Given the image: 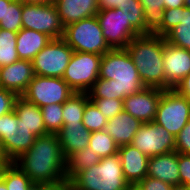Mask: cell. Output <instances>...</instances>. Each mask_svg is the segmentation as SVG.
Returning a JSON list of instances; mask_svg holds the SVG:
<instances>
[{
	"label": "cell",
	"mask_w": 190,
	"mask_h": 190,
	"mask_svg": "<svg viewBox=\"0 0 190 190\" xmlns=\"http://www.w3.org/2000/svg\"><path fill=\"white\" fill-rule=\"evenodd\" d=\"M14 163L35 185L66 179V158L56 134L36 137L31 148Z\"/></svg>",
	"instance_id": "obj_1"
},
{
	"label": "cell",
	"mask_w": 190,
	"mask_h": 190,
	"mask_svg": "<svg viewBox=\"0 0 190 190\" xmlns=\"http://www.w3.org/2000/svg\"><path fill=\"white\" fill-rule=\"evenodd\" d=\"M138 69L145 87L166 90L163 52L164 37L156 34H141L134 37L126 47Z\"/></svg>",
	"instance_id": "obj_2"
},
{
	"label": "cell",
	"mask_w": 190,
	"mask_h": 190,
	"mask_svg": "<svg viewBox=\"0 0 190 190\" xmlns=\"http://www.w3.org/2000/svg\"><path fill=\"white\" fill-rule=\"evenodd\" d=\"M99 78L114 80L118 100H124L145 87L126 48L111 49L102 55Z\"/></svg>",
	"instance_id": "obj_3"
},
{
	"label": "cell",
	"mask_w": 190,
	"mask_h": 190,
	"mask_svg": "<svg viewBox=\"0 0 190 190\" xmlns=\"http://www.w3.org/2000/svg\"><path fill=\"white\" fill-rule=\"evenodd\" d=\"M72 182L76 190H128L130 186L124 178L118 153L80 171Z\"/></svg>",
	"instance_id": "obj_4"
},
{
	"label": "cell",
	"mask_w": 190,
	"mask_h": 190,
	"mask_svg": "<svg viewBox=\"0 0 190 190\" xmlns=\"http://www.w3.org/2000/svg\"><path fill=\"white\" fill-rule=\"evenodd\" d=\"M62 39L76 52L104 55L111 50L96 15L64 27Z\"/></svg>",
	"instance_id": "obj_5"
},
{
	"label": "cell",
	"mask_w": 190,
	"mask_h": 190,
	"mask_svg": "<svg viewBox=\"0 0 190 190\" xmlns=\"http://www.w3.org/2000/svg\"><path fill=\"white\" fill-rule=\"evenodd\" d=\"M190 120V100L175 89H166L158 103L154 122L175 138Z\"/></svg>",
	"instance_id": "obj_6"
},
{
	"label": "cell",
	"mask_w": 190,
	"mask_h": 190,
	"mask_svg": "<svg viewBox=\"0 0 190 190\" xmlns=\"http://www.w3.org/2000/svg\"><path fill=\"white\" fill-rule=\"evenodd\" d=\"M102 55L73 52L62 79L74 92H88L99 78Z\"/></svg>",
	"instance_id": "obj_7"
},
{
	"label": "cell",
	"mask_w": 190,
	"mask_h": 190,
	"mask_svg": "<svg viewBox=\"0 0 190 190\" xmlns=\"http://www.w3.org/2000/svg\"><path fill=\"white\" fill-rule=\"evenodd\" d=\"M74 90L60 77L37 76L28 84L22 97L38 107L63 104Z\"/></svg>",
	"instance_id": "obj_8"
},
{
	"label": "cell",
	"mask_w": 190,
	"mask_h": 190,
	"mask_svg": "<svg viewBox=\"0 0 190 190\" xmlns=\"http://www.w3.org/2000/svg\"><path fill=\"white\" fill-rule=\"evenodd\" d=\"M73 52L62 38L52 39L32 60L35 75L62 78Z\"/></svg>",
	"instance_id": "obj_9"
},
{
	"label": "cell",
	"mask_w": 190,
	"mask_h": 190,
	"mask_svg": "<svg viewBox=\"0 0 190 190\" xmlns=\"http://www.w3.org/2000/svg\"><path fill=\"white\" fill-rule=\"evenodd\" d=\"M22 27L47 34L52 39H61L64 27L53 2L27 4L22 2Z\"/></svg>",
	"instance_id": "obj_10"
},
{
	"label": "cell",
	"mask_w": 190,
	"mask_h": 190,
	"mask_svg": "<svg viewBox=\"0 0 190 190\" xmlns=\"http://www.w3.org/2000/svg\"><path fill=\"white\" fill-rule=\"evenodd\" d=\"M96 18L111 49H125L134 37L141 35L130 24L121 9L99 10Z\"/></svg>",
	"instance_id": "obj_11"
},
{
	"label": "cell",
	"mask_w": 190,
	"mask_h": 190,
	"mask_svg": "<svg viewBox=\"0 0 190 190\" xmlns=\"http://www.w3.org/2000/svg\"><path fill=\"white\" fill-rule=\"evenodd\" d=\"M176 138L154 121L143 123L132 139L131 145L148 157L175 151Z\"/></svg>",
	"instance_id": "obj_12"
},
{
	"label": "cell",
	"mask_w": 190,
	"mask_h": 190,
	"mask_svg": "<svg viewBox=\"0 0 190 190\" xmlns=\"http://www.w3.org/2000/svg\"><path fill=\"white\" fill-rule=\"evenodd\" d=\"M164 89L144 87L123 100V110L142 123L153 122Z\"/></svg>",
	"instance_id": "obj_13"
},
{
	"label": "cell",
	"mask_w": 190,
	"mask_h": 190,
	"mask_svg": "<svg viewBox=\"0 0 190 190\" xmlns=\"http://www.w3.org/2000/svg\"><path fill=\"white\" fill-rule=\"evenodd\" d=\"M166 89H174L190 73V50L172 46L164 37Z\"/></svg>",
	"instance_id": "obj_14"
},
{
	"label": "cell",
	"mask_w": 190,
	"mask_h": 190,
	"mask_svg": "<svg viewBox=\"0 0 190 190\" xmlns=\"http://www.w3.org/2000/svg\"><path fill=\"white\" fill-rule=\"evenodd\" d=\"M34 77L32 61L19 59L0 68V87L22 96Z\"/></svg>",
	"instance_id": "obj_15"
},
{
	"label": "cell",
	"mask_w": 190,
	"mask_h": 190,
	"mask_svg": "<svg viewBox=\"0 0 190 190\" xmlns=\"http://www.w3.org/2000/svg\"><path fill=\"white\" fill-rule=\"evenodd\" d=\"M123 175L130 185H137L147 176L149 157L131 144L118 148Z\"/></svg>",
	"instance_id": "obj_16"
},
{
	"label": "cell",
	"mask_w": 190,
	"mask_h": 190,
	"mask_svg": "<svg viewBox=\"0 0 190 190\" xmlns=\"http://www.w3.org/2000/svg\"><path fill=\"white\" fill-rule=\"evenodd\" d=\"M63 27L95 16L98 11V0H53Z\"/></svg>",
	"instance_id": "obj_17"
},
{
	"label": "cell",
	"mask_w": 190,
	"mask_h": 190,
	"mask_svg": "<svg viewBox=\"0 0 190 190\" xmlns=\"http://www.w3.org/2000/svg\"><path fill=\"white\" fill-rule=\"evenodd\" d=\"M147 176L164 181L171 186L180 185L178 152L172 151L149 157Z\"/></svg>",
	"instance_id": "obj_18"
},
{
	"label": "cell",
	"mask_w": 190,
	"mask_h": 190,
	"mask_svg": "<svg viewBox=\"0 0 190 190\" xmlns=\"http://www.w3.org/2000/svg\"><path fill=\"white\" fill-rule=\"evenodd\" d=\"M14 111L18 116V128L30 130L37 137L49 134L46 131L40 107L19 96L16 99Z\"/></svg>",
	"instance_id": "obj_19"
},
{
	"label": "cell",
	"mask_w": 190,
	"mask_h": 190,
	"mask_svg": "<svg viewBox=\"0 0 190 190\" xmlns=\"http://www.w3.org/2000/svg\"><path fill=\"white\" fill-rule=\"evenodd\" d=\"M142 122L126 111L108 119L105 131L114 139L120 147L131 144L133 137L142 126Z\"/></svg>",
	"instance_id": "obj_20"
},
{
	"label": "cell",
	"mask_w": 190,
	"mask_h": 190,
	"mask_svg": "<svg viewBox=\"0 0 190 190\" xmlns=\"http://www.w3.org/2000/svg\"><path fill=\"white\" fill-rule=\"evenodd\" d=\"M56 135L60 141L62 153L67 159L74 152L88 146L91 132L83 124H63Z\"/></svg>",
	"instance_id": "obj_21"
},
{
	"label": "cell",
	"mask_w": 190,
	"mask_h": 190,
	"mask_svg": "<svg viewBox=\"0 0 190 190\" xmlns=\"http://www.w3.org/2000/svg\"><path fill=\"white\" fill-rule=\"evenodd\" d=\"M52 40L47 34L22 28L17 32L16 50L19 59L32 61Z\"/></svg>",
	"instance_id": "obj_22"
},
{
	"label": "cell",
	"mask_w": 190,
	"mask_h": 190,
	"mask_svg": "<svg viewBox=\"0 0 190 190\" xmlns=\"http://www.w3.org/2000/svg\"><path fill=\"white\" fill-rule=\"evenodd\" d=\"M37 136L30 130L18 128L11 136V140H4L1 145L3 152L10 162H14L27 152Z\"/></svg>",
	"instance_id": "obj_23"
},
{
	"label": "cell",
	"mask_w": 190,
	"mask_h": 190,
	"mask_svg": "<svg viewBox=\"0 0 190 190\" xmlns=\"http://www.w3.org/2000/svg\"><path fill=\"white\" fill-rule=\"evenodd\" d=\"M166 42L172 46L190 50V5L179 7L178 25L166 36Z\"/></svg>",
	"instance_id": "obj_24"
},
{
	"label": "cell",
	"mask_w": 190,
	"mask_h": 190,
	"mask_svg": "<svg viewBox=\"0 0 190 190\" xmlns=\"http://www.w3.org/2000/svg\"><path fill=\"white\" fill-rule=\"evenodd\" d=\"M101 158L90 147L78 150L66 159V179H73L80 171L100 162Z\"/></svg>",
	"instance_id": "obj_25"
},
{
	"label": "cell",
	"mask_w": 190,
	"mask_h": 190,
	"mask_svg": "<svg viewBox=\"0 0 190 190\" xmlns=\"http://www.w3.org/2000/svg\"><path fill=\"white\" fill-rule=\"evenodd\" d=\"M86 92H75L63 103V124H83V114L89 101Z\"/></svg>",
	"instance_id": "obj_26"
},
{
	"label": "cell",
	"mask_w": 190,
	"mask_h": 190,
	"mask_svg": "<svg viewBox=\"0 0 190 190\" xmlns=\"http://www.w3.org/2000/svg\"><path fill=\"white\" fill-rule=\"evenodd\" d=\"M144 10L145 34H153L164 19V0H139Z\"/></svg>",
	"instance_id": "obj_27"
},
{
	"label": "cell",
	"mask_w": 190,
	"mask_h": 190,
	"mask_svg": "<svg viewBox=\"0 0 190 190\" xmlns=\"http://www.w3.org/2000/svg\"><path fill=\"white\" fill-rule=\"evenodd\" d=\"M88 147L100 158L118 153L119 146L114 139L104 130L91 132Z\"/></svg>",
	"instance_id": "obj_28"
},
{
	"label": "cell",
	"mask_w": 190,
	"mask_h": 190,
	"mask_svg": "<svg viewBox=\"0 0 190 190\" xmlns=\"http://www.w3.org/2000/svg\"><path fill=\"white\" fill-rule=\"evenodd\" d=\"M17 32L0 28V68L19 60L16 50Z\"/></svg>",
	"instance_id": "obj_29"
},
{
	"label": "cell",
	"mask_w": 190,
	"mask_h": 190,
	"mask_svg": "<svg viewBox=\"0 0 190 190\" xmlns=\"http://www.w3.org/2000/svg\"><path fill=\"white\" fill-rule=\"evenodd\" d=\"M2 179L8 190H30L35 185L14 162L5 169Z\"/></svg>",
	"instance_id": "obj_30"
},
{
	"label": "cell",
	"mask_w": 190,
	"mask_h": 190,
	"mask_svg": "<svg viewBox=\"0 0 190 190\" xmlns=\"http://www.w3.org/2000/svg\"><path fill=\"white\" fill-rule=\"evenodd\" d=\"M117 8L123 11L127 20L140 34H145L144 10L139 0H124Z\"/></svg>",
	"instance_id": "obj_31"
},
{
	"label": "cell",
	"mask_w": 190,
	"mask_h": 190,
	"mask_svg": "<svg viewBox=\"0 0 190 190\" xmlns=\"http://www.w3.org/2000/svg\"><path fill=\"white\" fill-rule=\"evenodd\" d=\"M46 131L56 134L63 127V104H50L40 108Z\"/></svg>",
	"instance_id": "obj_32"
},
{
	"label": "cell",
	"mask_w": 190,
	"mask_h": 190,
	"mask_svg": "<svg viewBox=\"0 0 190 190\" xmlns=\"http://www.w3.org/2000/svg\"><path fill=\"white\" fill-rule=\"evenodd\" d=\"M108 119L99 111L96 105L89 100L84 108L82 123L90 132L104 130Z\"/></svg>",
	"instance_id": "obj_33"
},
{
	"label": "cell",
	"mask_w": 190,
	"mask_h": 190,
	"mask_svg": "<svg viewBox=\"0 0 190 190\" xmlns=\"http://www.w3.org/2000/svg\"><path fill=\"white\" fill-rule=\"evenodd\" d=\"M22 1L14 0L10 5H6L4 19L0 21V28L12 32L22 29Z\"/></svg>",
	"instance_id": "obj_34"
},
{
	"label": "cell",
	"mask_w": 190,
	"mask_h": 190,
	"mask_svg": "<svg viewBox=\"0 0 190 190\" xmlns=\"http://www.w3.org/2000/svg\"><path fill=\"white\" fill-rule=\"evenodd\" d=\"M87 93L89 99H117V88L114 80L98 78Z\"/></svg>",
	"instance_id": "obj_35"
},
{
	"label": "cell",
	"mask_w": 190,
	"mask_h": 190,
	"mask_svg": "<svg viewBox=\"0 0 190 190\" xmlns=\"http://www.w3.org/2000/svg\"><path fill=\"white\" fill-rule=\"evenodd\" d=\"M90 100L107 119H110L123 111V100L106 98Z\"/></svg>",
	"instance_id": "obj_36"
},
{
	"label": "cell",
	"mask_w": 190,
	"mask_h": 190,
	"mask_svg": "<svg viewBox=\"0 0 190 190\" xmlns=\"http://www.w3.org/2000/svg\"><path fill=\"white\" fill-rule=\"evenodd\" d=\"M18 116L15 111L0 116V142L11 140L12 134L18 129Z\"/></svg>",
	"instance_id": "obj_37"
},
{
	"label": "cell",
	"mask_w": 190,
	"mask_h": 190,
	"mask_svg": "<svg viewBox=\"0 0 190 190\" xmlns=\"http://www.w3.org/2000/svg\"><path fill=\"white\" fill-rule=\"evenodd\" d=\"M179 7L164 9L162 25L153 33L165 37L175 26L178 25Z\"/></svg>",
	"instance_id": "obj_38"
},
{
	"label": "cell",
	"mask_w": 190,
	"mask_h": 190,
	"mask_svg": "<svg viewBox=\"0 0 190 190\" xmlns=\"http://www.w3.org/2000/svg\"><path fill=\"white\" fill-rule=\"evenodd\" d=\"M18 97L16 93L0 87V116L14 110V105Z\"/></svg>",
	"instance_id": "obj_39"
},
{
	"label": "cell",
	"mask_w": 190,
	"mask_h": 190,
	"mask_svg": "<svg viewBox=\"0 0 190 190\" xmlns=\"http://www.w3.org/2000/svg\"><path fill=\"white\" fill-rule=\"evenodd\" d=\"M175 151L183 154H190V120L176 136Z\"/></svg>",
	"instance_id": "obj_40"
},
{
	"label": "cell",
	"mask_w": 190,
	"mask_h": 190,
	"mask_svg": "<svg viewBox=\"0 0 190 190\" xmlns=\"http://www.w3.org/2000/svg\"><path fill=\"white\" fill-rule=\"evenodd\" d=\"M180 184L190 187V154L178 153Z\"/></svg>",
	"instance_id": "obj_41"
},
{
	"label": "cell",
	"mask_w": 190,
	"mask_h": 190,
	"mask_svg": "<svg viewBox=\"0 0 190 190\" xmlns=\"http://www.w3.org/2000/svg\"><path fill=\"white\" fill-rule=\"evenodd\" d=\"M137 186L141 190H172V187L170 184L165 183L164 181L151 178L149 176H146L144 179H142Z\"/></svg>",
	"instance_id": "obj_42"
},
{
	"label": "cell",
	"mask_w": 190,
	"mask_h": 190,
	"mask_svg": "<svg viewBox=\"0 0 190 190\" xmlns=\"http://www.w3.org/2000/svg\"><path fill=\"white\" fill-rule=\"evenodd\" d=\"M41 190H76L71 179H64L57 183L41 184Z\"/></svg>",
	"instance_id": "obj_43"
},
{
	"label": "cell",
	"mask_w": 190,
	"mask_h": 190,
	"mask_svg": "<svg viewBox=\"0 0 190 190\" xmlns=\"http://www.w3.org/2000/svg\"><path fill=\"white\" fill-rule=\"evenodd\" d=\"M174 89L190 100V73L184 77Z\"/></svg>",
	"instance_id": "obj_44"
},
{
	"label": "cell",
	"mask_w": 190,
	"mask_h": 190,
	"mask_svg": "<svg viewBox=\"0 0 190 190\" xmlns=\"http://www.w3.org/2000/svg\"><path fill=\"white\" fill-rule=\"evenodd\" d=\"M124 0H98L99 10L115 9L123 4Z\"/></svg>",
	"instance_id": "obj_45"
},
{
	"label": "cell",
	"mask_w": 190,
	"mask_h": 190,
	"mask_svg": "<svg viewBox=\"0 0 190 190\" xmlns=\"http://www.w3.org/2000/svg\"><path fill=\"white\" fill-rule=\"evenodd\" d=\"M165 9L184 7L187 5L185 0H164Z\"/></svg>",
	"instance_id": "obj_46"
},
{
	"label": "cell",
	"mask_w": 190,
	"mask_h": 190,
	"mask_svg": "<svg viewBox=\"0 0 190 190\" xmlns=\"http://www.w3.org/2000/svg\"><path fill=\"white\" fill-rule=\"evenodd\" d=\"M14 0H0V21L4 19L6 13V5H10Z\"/></svg>",
	"instance_id": "obj_47"
},
{
	"label": "cell",
	"mask_w": 190,
	"mask_h": 190,
	"mask_svg": "<svg viewBox=\"0 0 190 190\" xmlns=\"http://www.w3.org/2000/svg\"><path fill=\"white\" fill-rule=\"evenodd\" d=\"M23 3H27V4H49L51 2H53V0H20Z\"/></svg>",
	"instance_id": "obj_48"
},
{
	"label": "cell",
	"mask_w": 190,
	"mask_h": 190,
	"mask_svg": "<svg viewBox=\"0 0 190 190\" xmlns=\"http://www.w3.org/2000/svg\"><path fill=\"white\" fill-rule=\"evenodd\" d=\"M10 163V161H0V180L3 177L5 169L8 167Z\"/></svg>",
	"instance_id": "obj_49"
},
{
	"label": "cell",
	"mask_w": 190,
	"mask_h": 190,
	"mask_svg": "<svg viewBox=\"0 0 190 190\" xmlns=\"http://www.w3.org/2000/svg\"><path fill=\"white\" fill-rule=\"evenodd\" d=\"M172 190H190V187L180 184V185H174L172 187Z\"/></svg>",
	"instance_id": "obj_50"
},
{
	"label": "cell",
	"mask_w": 190,
	"mask_h": 190,
	"mask_svg": "<svg viewBox=\"0 0 190 190\" xmlns=\"http://www.w3.org/2000/svg\"><path fill=\"white\" fill-rule=\"evenodd\" d=\"M0 161H9L3 152L1 142H0Z\"/></svg>",
	"instance_id": "obj_51"
},
{
	"label": "cell",
	"mask_w": 190,
	"mask_h": 190,
	"mask_svg": "<svg viewBox=\"0 0 190 190\" xmlns=\"http://www.w3.org/2000/svg\"><path fill=\"white\" fill-rule=\"evenodd\" d=\"M0 190H8L3 179L0 180Z\"/></svg>",
	"instance_id": "obj_52"
},
{
	"label": "cell",
	"mask_w": 190,
	"mask_h": 190,
	"mask_svg": "<svg viewBox=\"0 0 190 190\" xmlns=\"http://www.w3.org/2000/svg\"><path fill=\"white\" fill-rule=\"evenodd\" d=\"M128 190H141L137 185H130Z\"/></svg>",
	"instance_id": "obj_53"
},
{
	"label": "cell",
	"mask_w": 190,
	"mask_h": 190,
	"mask_svg": "<svg viewBox=\"0 0 190 190\" xmlns=\"http://www.w3.org/2000/svg\"><path fill=\"white\" fill-rule=\"evenodd\" d=\"M30 190H41V184L40 185H34Z\"/></svg>",
	"instance_id": "obj_54"
},
{
	"label": "cell",
	"mask_w": 190,
	"mask_h": 190,
	"mask_svg": "<svg viewBox=\"0 0 190 190\" xmlns=\"http://www.w3.org/2000/svg\"><path fill=\"white\" fill-rule=\"evenodd\" d=\"M185 2H186L187 4H190V0H185Z\"/></svg>",
	"instance_id": "obj_55"
}]
</instances>
